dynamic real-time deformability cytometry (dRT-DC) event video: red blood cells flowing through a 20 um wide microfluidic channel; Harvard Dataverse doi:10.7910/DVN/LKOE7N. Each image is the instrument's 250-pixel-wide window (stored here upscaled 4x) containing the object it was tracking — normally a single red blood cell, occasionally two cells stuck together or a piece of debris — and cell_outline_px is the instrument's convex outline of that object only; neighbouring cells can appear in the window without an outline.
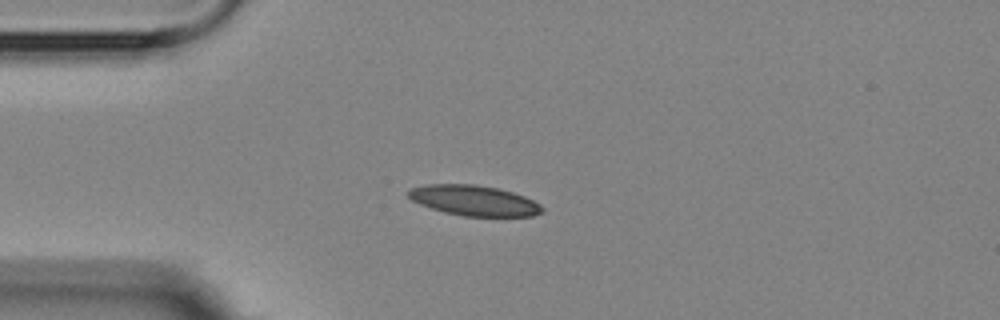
{"species": "Egyptian fruit bat (a non-hibernating species)", "species_latin": "Rousettus aegyptiacus", "temperature_condition": "room temperature", "stored_images_in_passage": 15, "camera_frame_rate_fps": 3000, "um_per_image_px": 0.085, "animal": {"sex": "female"}, "frame": {"image": 1, "passage_image": 4, "time_ms": 4.333, "image_size_px": [1000, 320], "cell_outline_px": [[544, 212], [532, 216], [464, 216], [444, 212], [420, 204], [412, 200], [408, 196], [408, 192], [412, 188], [424, 184], [472, 184], [496, 188], [512, 192], [524, 196], [540, 204], [544, 208]], "centroid_in_image_um": [40.31, 17.04], "position_along_channel_um": 44.7, "area_um2": 23.52}}
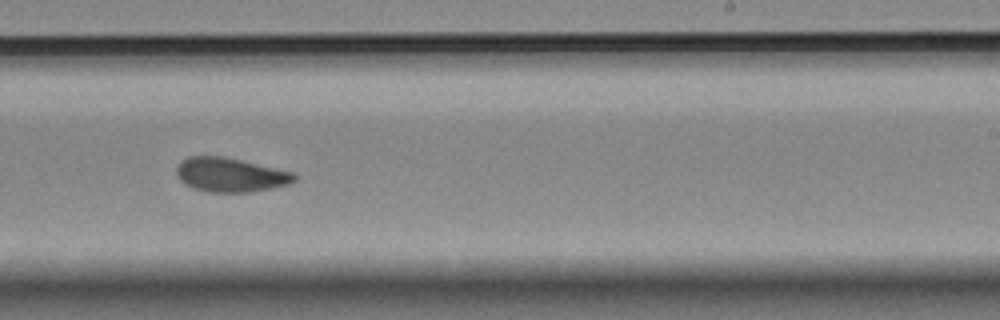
{"frame": {"image": 2, "passage_image": 10, "time_ms": 11.0, "image_size_px": [1000, 320], "cell_outline_px": [[296, 180], [288, 184], [272, 188], [252, 192], [208, 192], [192, 188], [180, 180], [176, 176], [176, 168], [180, 160], [188, 156], [224, 156], [292, 172], [296, 176]], "centroid_in_image_um": [19.53, 14.86], "position_along_channel_um": 269.5, "area_um2": 23.52}}
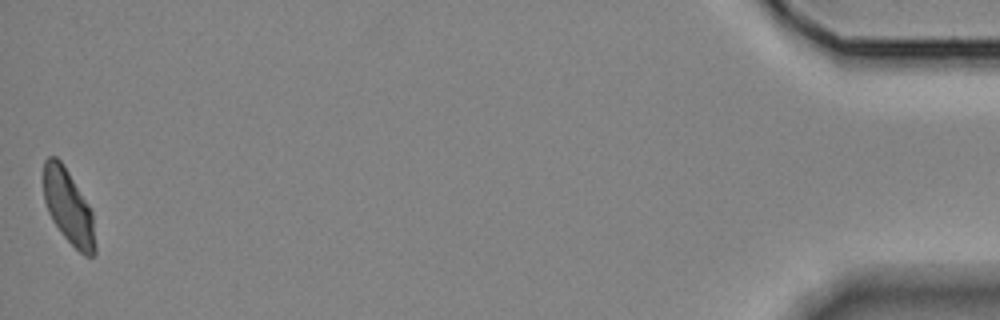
{"frame": {"image": 3, "passage_image": 15, "time_ms": 18.0, "image_size_px": [1000, 320], "cell_outline_px": [[96, 252], [92, 256], [84, 256], [60, 232], [52, 220], [48, 212], [44, 200], [44, 160], [48, 156], [56, 156], [64, 164], [88, 204], [92, 212], [96, 248]], "centroid_in_image_um": [5.81, 17.58], "position_along_channel_um": 429.4, "area_um2": 22.31}, "authors_computed_cell_mechanics": {"area_um2": 23.0622, "velocity_mm_per_s": 3.628, "shape_relaxation_time_tau1_ms": null, "shape_relaxation_time_tau2_ms": 3.0323, "deformation_change_tau1": null, "deformation_change_tau2": 0.0832}}